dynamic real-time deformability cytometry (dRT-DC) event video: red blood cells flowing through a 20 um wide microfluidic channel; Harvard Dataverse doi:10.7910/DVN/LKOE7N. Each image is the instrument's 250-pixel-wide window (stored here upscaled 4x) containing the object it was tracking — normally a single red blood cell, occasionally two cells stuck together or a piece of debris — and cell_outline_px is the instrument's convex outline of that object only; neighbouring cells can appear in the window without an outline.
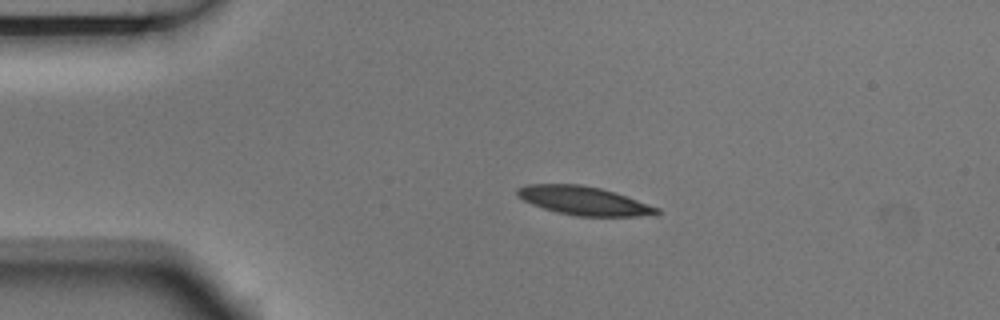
{"species": "Egyptian fruit bat (a non-hibernating species)", "species_latin": "Rousettus aegyptiacus", "temperature_condition": "room temperature", "stored_images_in_passage": 3, "camera_frame_rate_fps": 3000, "um_per_image_px": 0.085, "animal": {"sex": "male"}, "frame": {"image": 1, "passage_image": 2, "time_ms": 0.333, "image_size_px": [1000, 320], "cell_outline_px": [[660, 212], [656, 216], [576, 216], [556, 212], [532, 204], [516, 196], [516, 188], [524, 184], [580, 184], [600, 188], [660, 208]], "centroid_in_image_um": [49.6, 17.06], "position_along_channel_um": 35.4, "area_um2": 23.24}}